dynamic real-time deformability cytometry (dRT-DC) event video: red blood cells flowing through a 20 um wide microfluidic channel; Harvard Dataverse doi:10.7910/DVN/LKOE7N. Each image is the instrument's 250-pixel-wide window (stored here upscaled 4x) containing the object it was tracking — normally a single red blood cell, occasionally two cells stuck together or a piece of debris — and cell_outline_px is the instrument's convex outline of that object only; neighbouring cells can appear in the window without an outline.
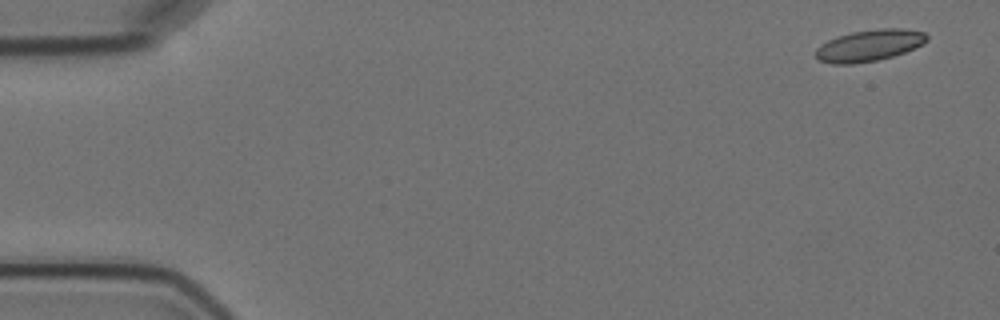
{"species": "Egyptian fruit bat (a non-hibernating species)", "species_latin": "Rousettus aegyptiacus", "temperature_condition": "cold", "stored_images_in_passage": 6, "segment_of_instrument_passage": [1, 2], "camera_frame_rate_fps": 3000, "um_per_image_px": 0.085, "animal": {"sex": "female"}, "frame": {"image": 1, "passage_image": 1, "time_ms": 0.0, "image_size_px": [1000, 320], "cell_outline_px": [[928, 40], [904, 52], [892, 56], [876, 60], [852, 64], [832, 64], [820, 60], [816, 56], [816, 48], [820, 44], [828, 40], [852, 32], [880, 28], [904, 28], [924, 32], [928, 36]], "centroid_in_image_um": [73.88, 3.85], "position_along_channel_um": 11.1, "area_um2": 20.17}}
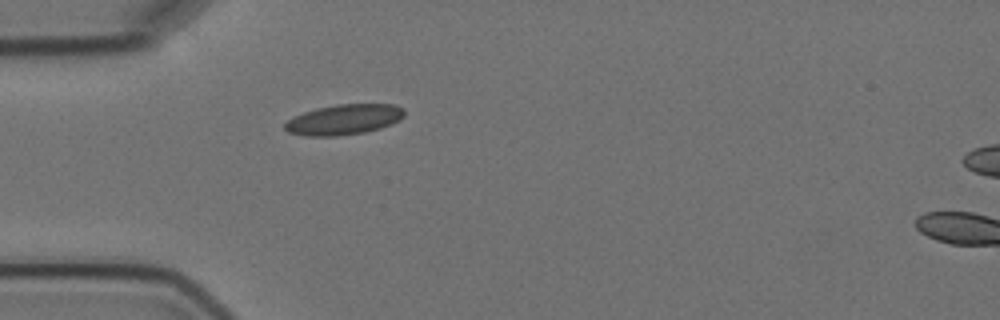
{"frame": {"image": 2, "passage_image": 5, "time_ms": 4.667, "image_size_px": [1000, 320], "cell_outline_px": [[404, 116], [400, 120], [380, 128], [364, 132], [336, 136], [304, 136], [288, 132], [284, 128], [284, 124], [292, 116], [316, 108], [336, 104], [396, 104], [404, 108]], "centroid_in_image_um": [29.22, 10.15], "position_along_channel_um": 55.8, "area_um2": 21.27}}